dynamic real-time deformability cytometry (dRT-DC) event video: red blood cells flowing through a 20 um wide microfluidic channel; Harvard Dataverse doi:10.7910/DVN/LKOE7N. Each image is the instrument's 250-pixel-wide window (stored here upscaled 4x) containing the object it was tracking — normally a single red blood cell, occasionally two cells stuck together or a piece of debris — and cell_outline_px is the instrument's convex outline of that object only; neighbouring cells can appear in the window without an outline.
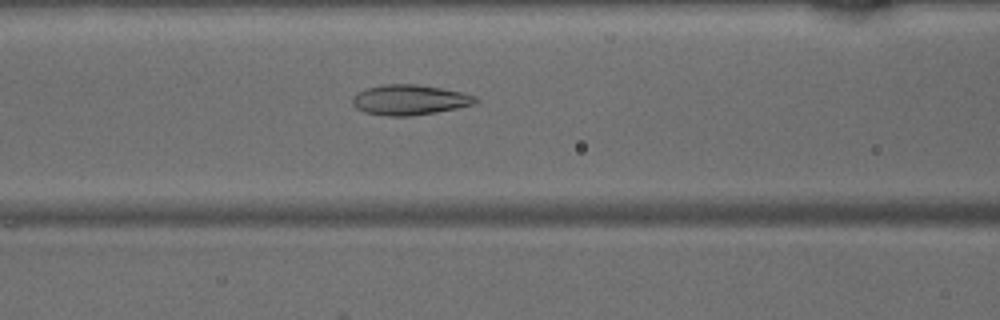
{"species": "common noctule bat (a hibernating species)", "species_latin": "Nyctalus noctula", "temperature_condition": "warm", "stored_images_in_passage": 37, "camera_frame_rate_fps": 3000, "um_per_image_px": 0.085, "animal": {"sex": "male", "body_mass_g": 15.6}, "frame": {"image": 1, "passage_image": 13, "time_ms": 4.0, "image_size_px": [1000, 320], "cell_outline_px": [[480, 100], [476, 104], [436, 112], [412, 116], [388, 116], [364, 112], [356, 108], [352, 104], [352, 96], [356, 92], [364, 88], [384, 84], [416, 84], [440, 88], [460, 92], [476, 96]], "centroid_in_image_um": [34.78, 8.48], "position_along_channel_um": 131.8, "area_um2": 21.85}}
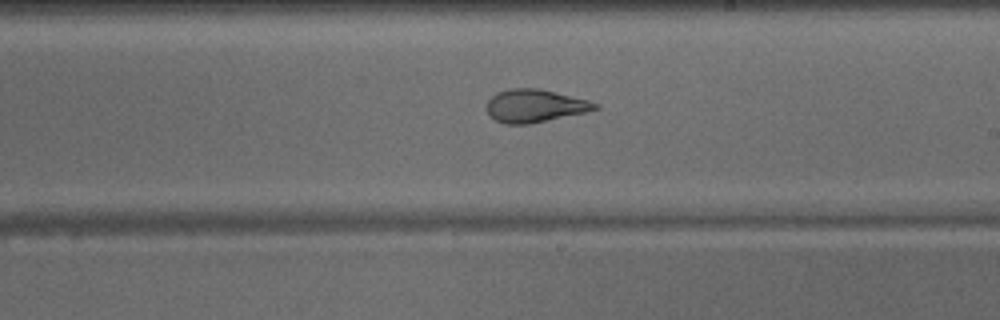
{"frame": {"image": 2, "passage_image": 21, "time_ms": 6.667, "image_size_px": [1000, 320], "cell_outline_px": [[600, 108], [588, 112], [528, 124], [504, 124], [488, 116], [484, 108], [484, 104], [496, 92], [508, 88], [540, 88], [588, 100], [600, 104]], "centroid_in_image_um": [45.42, 8.99], "position_along_channel_um": 243.6, "area_um2": 21.21}}
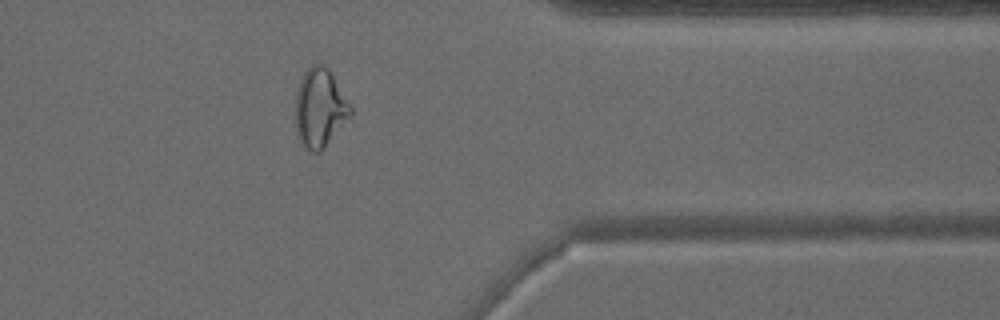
{"frame": {"image": 3, "passage_image": 32, "time_ms": 10.333, "image_size_px": [1000, 320], "cell_outline_px": [[352, 116], [324, 148], [320, 152], [312, 152], [296, 136], [296, 92], [300, 80], [304, 72], [312, 64], [328, 64], [352, 108]], "centroid_in_image_um": [27.21, 9.14], "position_along_channel_um": 384.2, "area_um2": 25.55}}